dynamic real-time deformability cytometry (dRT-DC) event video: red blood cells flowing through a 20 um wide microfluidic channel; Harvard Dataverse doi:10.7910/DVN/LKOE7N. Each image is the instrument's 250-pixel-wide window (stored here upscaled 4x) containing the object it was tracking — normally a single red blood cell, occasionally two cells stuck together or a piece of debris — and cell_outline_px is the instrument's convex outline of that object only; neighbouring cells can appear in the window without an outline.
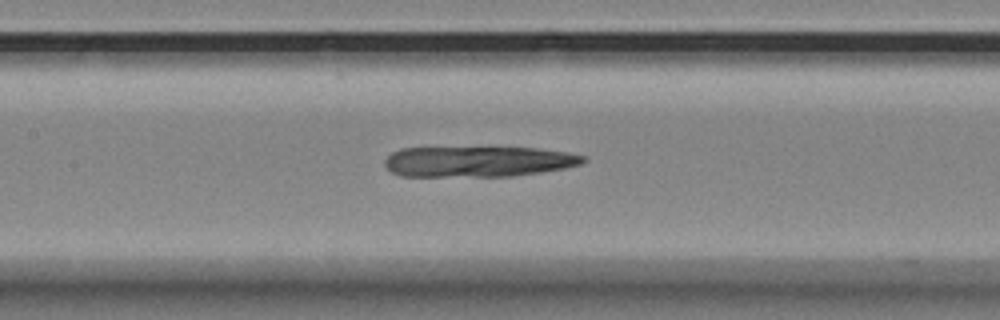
{"species": "Egyptian fruit bat (a non-hibernating species)", "species_latin": "Rousettus aegyptiacus", "temperature_condition": "room temperature", "stored_images_in_passage": 30, "camera_frame_rate_fps": 3000, "um_per_image_px": 0.085, "animal": {"sex": "female"}, "frame": {"image": 1, "passage_image": 9, "time_ms": 2.667, "image_size_px": [1000, 320], "cell_outline_px": [[588, 160], [580, 164], [564, 168], [540, 172], [512, 176], [400, 176], [392, 172], [384, 164], [384, 160], [392, 152], [400, 148], [536, 148], [568, 152], [584, 156]], "centroid_in_image_um": [40.63, 13.73], "position_along_channel_um": 166.8, "area_um2": 35.26}}
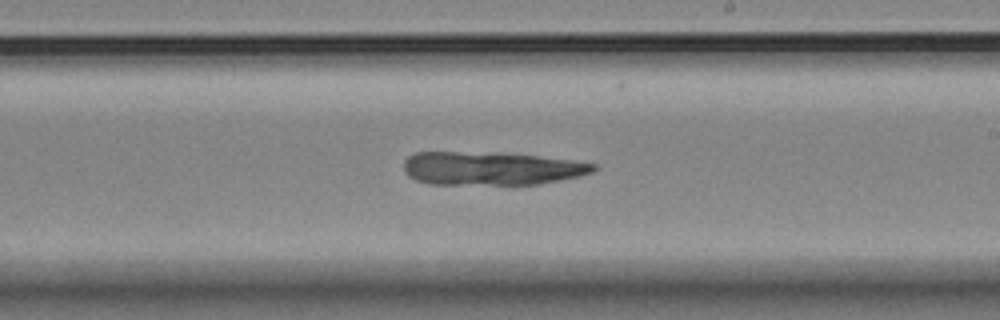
{"frame": {"image": 2, "passage_image": 16, "time_ms": 5.0, "image_size_px": [1000, 320], "cell_outline_px": [[596, 168], [592, 172], [580, 176], [540, 184], [428, 184], [416, 180], [408, 176], [404, 172], [404, 160], [408, 156], [416, 152], [456, 152], [536, 156], [568, 160], [596, 164]], "centroid_in_image_um": [41.69, 14.33], "position_along_channel_um": 247.3, "area_um2": 36.3}}